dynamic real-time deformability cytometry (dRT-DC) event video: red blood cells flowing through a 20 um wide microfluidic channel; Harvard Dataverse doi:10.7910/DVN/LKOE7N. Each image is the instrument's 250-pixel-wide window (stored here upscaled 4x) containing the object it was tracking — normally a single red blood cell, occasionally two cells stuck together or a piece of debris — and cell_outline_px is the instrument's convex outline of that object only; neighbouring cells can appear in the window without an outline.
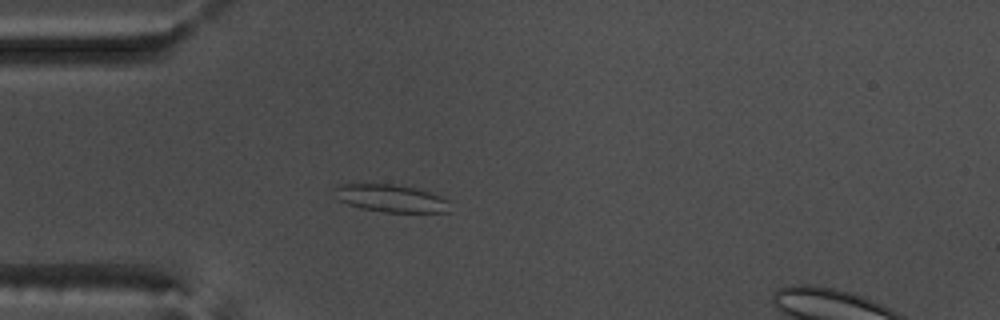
{"species": "common noctule bat (a hibernating species)", "species_latin": "Nyctalus noctula", "temperature_condition": "warm", "stored_images_in_passage": 56, "segment_of_instrument_passage": [1, 2], "camera_frame_rate_fps": 3000, "um_per_image_px": 0.085, "animal": {"sex": "male", "body_mass_g": 17.5, "forearm_length_mm": 52.3}, "frame": {"image": 1, "passage_image": 16, "time_ms": 5.0, "image_size_px": [1000, 320], "cell_outline_px": [[448, 212], [384, 212], [360, 208], [348, 204], [332, 196], [336, 188], [340, 184], [392, 184], [412, 188], [428, 192], [440, 196], [448, 200]], "centroid_in_image_um": [33.17, 16.86], "position_along_channel_um": 51.8, "area_um2": 18.26}}
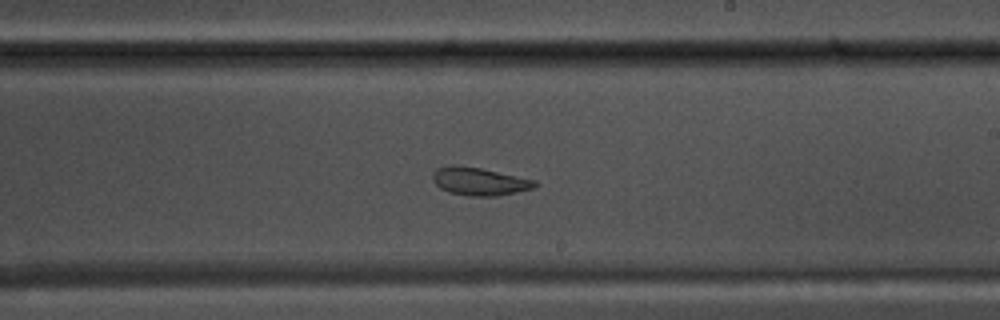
{"frame": {"image": 2, "passage_image": 33, "time_ms": 10.667, "image_size_px": [1000, 320], "cell_outline_px": [[536, 184], [532, 188], [516, 192], [496, 196], [468, 196], [448, 192], [440, 188], [432, 180], [432, 172], [436, 168], [452, 164], [480, 168], [536, 180]], "centroid_in_image_um": [40.68, 15.41], "position_along_channel_um": 248.3, "area_um2": 16.59}}
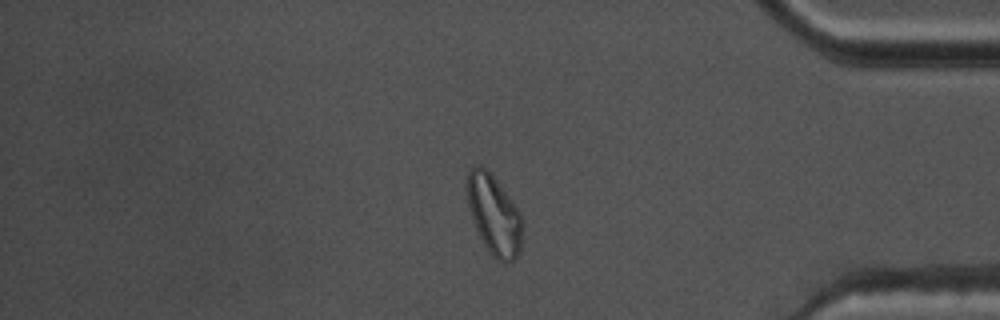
{"frame": {"image": 3, "passage_image": 47, "time_ms": 15.333, "image_size_px": [1000, 320], "cell_outline_px": [[524, 220], [520, 252], [508, 264], [504, 264], [496, 260], [492, 256], [484, 244], [472, 220], [468, 208], [464, 184], [464, 180], [468, 172], [476, 164], [480, 164], [488, 168], [520, 212]], "centroid_in_image_um": [41.97, 18.23], "position_along_channel_um": 393.2, "area_um2": 26.53}}